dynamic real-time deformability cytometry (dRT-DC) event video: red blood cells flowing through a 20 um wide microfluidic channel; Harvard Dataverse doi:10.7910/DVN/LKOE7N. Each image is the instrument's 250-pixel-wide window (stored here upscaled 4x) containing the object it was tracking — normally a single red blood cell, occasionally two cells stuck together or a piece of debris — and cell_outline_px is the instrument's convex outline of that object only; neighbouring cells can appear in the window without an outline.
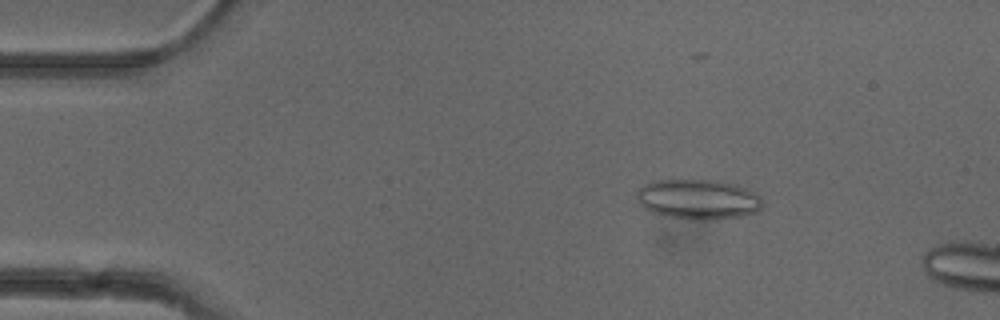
{"species": "common noctule bat (a hibernating species)", "species_latin": "Nyctalus noctula", "temperature_condition": "cold", "stored_images_in_passage": 4, "camera_frame_rate_fps": 3000, "um_per_image_px": 0.085, "animal": {"sex": "female"}, "frame": {"image": 1, "passage_image": 2, "time_ms": 0.333, "image_size_px": [1000, 320], "cell_outline_px": [[764, 204], [756, 212], [744, 216], [704, 220], [688, 220], [664, 216], [652, 212], [644, 208], [636, 200], [636, 192], [644, 184], [656, 180], [716, 180], [736, 184], [756, 192], [760, 196]], "centroid_in_image_um": [59.35, 16.95], "position_along_channel_um": 25.7, "area_um2": 29.77}}